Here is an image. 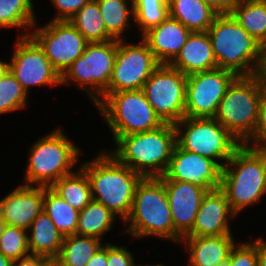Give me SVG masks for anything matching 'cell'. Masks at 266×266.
I'll list each match as a JSON object with an SVG mask.
<instances>
[{"label": "cell", "instance_id": "1", "mask_svg": "<svg viewBox=\"0 0 266 266\" xmlns=\"http://www.w3.org/2000/svg\"><path fill=\"white\" fill-rule=\"evenodd\" d=\"M80 167L87 175L92 199L125 221L132 208L136 186L143 177L105 150Z\"/></svg>", "mask_w": 266, "mask_h": 266}, {"label": "cell", "instance_id": "2", "mask_svg": "<svg viewBox=\"0 0 266 266\" xmlns=\"http://www.w3.org/2000/svg\"><path fill=\"white\" fill-rule=\"evenodd\" d=\"M114 143L117 146L110 154L119 163L143 178L161 177L168 168L176 145L175 125L164 123L151 131L121 136Z\"/></svg>", "mask_w": 266, "mask_h": 266}, {"label": "cell", "instance_id": "3", "mask_svg": "<svg viewBox=\"0 0 266 266\" xmlns=\"http://www.w3.org/2000/svg\"><path fill=\"white\" fill-rule=\"evenodd\" d=\"M220 189L236 214L266 194V149L242 144L222 168Z\"/></svg>", "mask_w": 266, "mask_h": 266}, {"label": "cell", "instance_id": "4", "mask_svg": "<svg viewBox=\"0 0 266 266\" xmlns=\"http://www.w3.org/2000/svg\"><path fill=\"white\" fill-rule=\"evenodd\" d=\"M207 33L218 68L237 76L258 73L264 47L231 14H218Z\"/></svg>", "mask_w": 266, "mask_h": 266}, {"label": "cell", "instance_id": "5", "mask_svg": "<svg viewBox=\"0 0 266 266\" xmlns=\"http://www.w3.org/2000/svg\"><path fill=\"white\" fill-rule=\"evenodd\" d=\"M134 238L154 236L180 243L175 229L164 182L159 177H145L137 184L129 216L124 223Z\"/></svg>", "mask_w": 266, "mask_h": 266}, {"label": "cell", "instance_id": "6", "mask_svg": "<svg viewBox=\"0 0 266 266\" xmlns=\"http://www.w3.org/2000/svg\"><path fill=\"white\" fill-rule=\"evenodd\" d=\"M59 128L36 140L30 148L24 183L26 186L51 187L62 177L73 173L81 154Z\"/></svg>", "mask_w": 266, "mask_h": 266}, {"label": "cell", "instance_id": "7", "mask_svg": "<svg viewBox=\"0 0 266 266\" xmlns=\"http://www.w3.org/2000/svg\"><path fill=\"white\" fill-rule=\"evenodd\" d=\"M95 106L112 131L114 142L121 136L151 131L164 124L142 89L105 92Z\"/></svg>", "mask_w": 266, "mask_h": 266}, {"label": "cell", "instance_id": "8", "mask_svg": "<svg viewBox=\"0 0 266 266\" xmlns=\"http://www.w3.org/2000/svg\"><path fill=\"white\" fill-rule=\"evenodd\" d=\"M263 91L257 74L237 76L219 103L214 118L242 144L254 135Z\"/></svg>", "mask_w": 266, "mask_h": 266}, {"label": "cell", "instance_id": "9", "mask_svg": "<svg viewBox=\"0 0 266 266\" xmlns=\"http://www.w3.org/2000/svg\"><path fill=\"white\" fill-rule=\"evenodd\" d=\"M175 129L176 143L183 150L211 158L222 168L242 145L215 118L183 117ZM220 160L225 164L219 163Z\"/></svg>", "mask_w": 266, "mask_h": 266}, {"label": "cell", "instance_id": "10", "mask_svg": "<svg viewBox=\"0 0 266 266\" xmlns=\"http://www.w3.org/2000/svg\"><path fill=\"white\" fill-rule=\"evenodd\" d=\"M116 51L117 40L115 39L88 43L84 53L61 75V85H67L73 81L72 83L79 86L85 93L87 92L96 104L100 97L105 95V90L110 83Z\"/></svg>", "mask_w": 266, "mask_h": 266}, {"label": "cell", "instance_id": "11", "mask_svg": "<svg viewBox=\"0 0 266 266\" xmlns=\"http://www.w3.org/2000/svg\"><path fill=\"white\" fill-rule=\"evenodd\" d=\"M187 76L169 64H160L143 85V92L163 123L185 117Z\"/></svg>", "mask_w": 266, "mask_h": 266}, {"label": "cell", "instance_id": "12", "mask_svg": "<svg viewBox=\"0 0 266 266\" xmlns=\"http://www.w3.org/2000/svg\"><path fill=\"white\" fill-rule=\"evenodd\" d=\"M159 65L143 39L139 44L117 40L115 63L105 92L142 89Z\"/></svg>", "mask_w": 266, "mask_h": 266}, {"label": "cell", "instance_id": "13", "mask_svg": "<svg viewBox=\"0 0 266 266\" xmlns=\"http://www.w3.org/2000/svg\"><path fill=\"white\" fill-rule=\"evenodd\" d=\"M236 77L232 71L221 68L188 75L185 117L214 118L220 101Z\"/></svg>", "mask_w": 266, "mask_h": 266}, {"label": "cell", "instance_id": "14", "mask_svg": "<svg viewBox=\"0 0 266 266\" xmlns=\"http://www.w3.org/2000/svg\"><path fill=\"white\" fill-rule=\"evenodd\" d=\"M11 56L9 70L28 94L30 86L61 85V75L29 33L20 34Z\"/></svg>", "mask_w": 266, "mask_h": 266}, {"label": "cell", "instance_id": "15", "mask_svg": "<svg viewBox=\"0 0 266 266\" xmlns=\"http://www.w3.org/2000/svg\"><path fill=\"white\" fill-rule=\"evenodd\" d=\"M30 36L44 50L52 66L62 75L85 50L88 42L70 21H50Z\"/></svg>", "mask_w": 266, "mask_h": 266}, {"label": "cell", "instance_id": "16", "mask_svg": "<svg viewBox=\"0 0 266 266\" xmlns=\"http://www.w3.org/2000/svg\"><path fill=\"white\" fill-rule=\"evenodd\" d=\"M222 167L211 158L183 150L177 143L161 180L190 182L208 191L220 188Z\"/></svg>", "mask_w": 266, "mask_h": 266}, {"label": "cell", "instance_id": "17", "mask_svg": "<svg viewBox=\"0 0 266 266\" xmlns=\"http://www.w3.org/2000/svg\"><path fill=\"white\" fill-rule=\"evenodd\" d=\"M169 200L174 229L184 237L192 228L207 189L199 185L162 180Z\"/></svg>", "mask_w": 266, "mask_h": 266}, {"label": "cell", "instance_id": "18", "mask_svg": "<svg viewBox=\"0 0 266 266\" xmlns=\"http://www.w3.org/2000/svg\"><path fill=\"white\" fill-rule=\"evenodd\" d=\"M235 216L225 193L220 188L207 191L202 198L193 228L185 236L232 234L229 220Z\"/></svg>", "mask_w": 266, "mask_h": 266}, {"label": "cell", "instance_id": "19", "mask_svg": "<svg viewBox=\"0 0 266 266\" xmlns=\"http://www.w3.org/2000/svg\"><path fill=\"white\" fill-rule=\"evenodd\" d=\"M43 211V186L19 185L0 200V215L8 226L28 231Z\"/></svg>", "mask_w": 266, "mask_h": 266}, {"label": "cell", "instance_id": "20", "mask_svg": "<svg viewBox=\"0 0 266 266\" xmlns=\"http://www.w3.org/2000/svg\"><path fill=\"white\" fill-rule=\"evenodd\" d=\"M190 33L181 22L168 15L158 26L146 32L142 39L148 44L159 64L170 65L180 53Z\"/></svg>", "mask_w": 266, "mask_h": 266}, {"label": "cell", "instance_id": "21", "mask_svg": "<svg viewBox=\"0 0 266 266\" xmlns=\"http://www.w3.org/2000/svg\"><path fill=\"white\" fill-rule=\"evenodd\" d=\"M186 76L218 68L207 32H191L185 45L170 64Z\"/></svg>", "mask_w": 266, "mask_h": 266}, {"label": "cell", "instance_id": "22", "mask_svg": "<svg viewBox=\"0 0 266 266\" xmlns=\"http://www.w3.org/2000/svg\"><path fill=\"white\" fill-rule=\"evenodd\" d=\"M182 242L188 245L189 266H217L229 259L232 248L237 244L232 234L184 236Z\"/></svg>", "mask_w": 266, "mask_h": 266}, {"label": "cell", "instance_id": "23", "mask_svg": "<svg viewBox=\"0 0 266 266\" xmlns=\"http://www.w3.org/2000/svg\"><path fill=\"white\" fill-rule=\"evenodd\" d=\"M27 235L28 249L31 255L56 258L62 247L64 236L43 210L32 222Z\"/></svg>", "mask_w": 266, "mask_h": 266}, {"label": "cell", "instance_id": "24", "mask_svg": "<svg viewBox=\"0 0 266 266\" xmlns=\"http://www.w3.org/2000/svg\"><path fill=\"white\" fill-rule=\"evenodd\" d=\"M168 10L191 32H207L218 15L202 0H168Z\"/></svg>", "mask_w": 266, "mask_h": 266}, {"label": "cell", "instance_id": "25", "mask_svg": "<svg viewBox=\"0 0 266 266\" xmlns=\"http://www.w3.org/2000/svg\"><path fill=\"white\" fill-rule=\"evenodd\" d=\"M230 14L243 29L266 47V0H236Z\"/></svg>", "mask_w": 266, "mask_h": 266}, {"label": "cell", "instance_id": "26", "mask_svg": "<svg viewBox=\"0 0 266 266\" xmlns=\"http://www.w3.org/2000/svg\"><path fill=\"white\" fill-rule=\"evenodd\" d=\"M116 216L103 204L92 199L79 211L76 234L102 240V235L112 228Z\"/></svg>", "mask_w": 266, "mask_h": 266}, {"label": "cell", "instance_id": "27", "mask_svg": "<svg viewBox=\"0 0 266 266\" xmlns=\"http://www.w3.org/2000/svg\"><path fill=\"white\" fill-rule=\"evenodd\" d=\"M43 210L64 237L76 234L79 211L70 206L50 187L43 186Z\"/></svg>", "mask_w": 266, "mask_h": 266}, {"label": "cell", "instance_id": "28", "mask_svg": "<svg viewBox=\"0 0 266 266\" xmlns=\"http://www.w3.org/2000/svg\"><path fill=\"white\" fill-rule=\"evenodd\" d=\"M50 188L78 211H81L92 200L90 184L81 167L79 171L56 181Z\"/></svg>", "mask_w": 266, "mask_h": 266}, {"label": "cell", "instance_id": "29", "mask_svg": "<svg viewBox=\"0 0 266 266\" xmlns=\"http://www.w3.org/2000/svg\"><path fill=\"white\" fill-rule=\"evenodd\" d=\"M98 238L77 234L64 237L59 255L60 266H86L89 259L102 247Z\"/></svg>", "mask_w": 266, "mask_h": 266}, {"label": "cell", "instance_id": "30", "mask_svg": "<svg viewBox=\"0 0 266 266\" xmlns=\"http://www.w3.org/2000/svg\"><path fill=\"white\" fill-rule=\"evenodd\" d=\"M88 43L111 41L97 0L86 3L70 20Z\"/></svg>", "mask_w": 266, "mask_h": 266}, {"label": "cell", "instance_id": "31", "mask_svg": "<svg viewBox=\"0 0 266 266\" xmlns=\"http://www.w3.org/2000/svg\"><path fill=\"white\" fill-rule=\"evenodd\" d=\"M107 33L115 40H123L124 31L130 28L129 20L134 18L133 3L127 0H97ZM123 35V36H122Z\"/></svg>", "mask_w": 266, "mask_h": 266}, {"label": "cell", "instance_id": "32", "mask_svg": "<svg viewBox=\"0 0 266 266\" xmlns=\"http://www.w3.org/2000/svg\"><path fill=\"white\" fill-rule=\"evenodd\" d=\"M32 0H0V28H34L36 16Z\"/></svg>", "mask_w": 266, "mask_h": 266}, {"label": "cell", "instance_id": "33", "mask_svg": "<svg viewBox=\"0 0 266 266\" xmlns=\"http://www.w3.org/2000/svg\"><path fill=\"white\" fill-rule=\"evenodd\" d=\"M133 10V19L143 36L168 17V0H133Z\"/></svg>", "mask_w": 266, "mask_h": 266}, {"label": "cell", "instance_id": "34", "mask_svg": "<svg viewBox=\"0 0 266 266\" xmlns=\"http://www.w3.org/2000/svg\"><path fill=\"white\" fill-rule=\"evenodd\" d=\"M28 94L8 70L0 80V115L27 107Z\"/></svg>", "mask_w": 266, "mask_h": 266}, {"label": "cell", "instance_id": "35", "mask_svg": "<svg viewBox=\"0 0 266 266\" xmlns=\"http://www.w3.org/2000/svg\"><path fill=\"white\" fill-rule=\"evenodd\" d=\"M26 232L25 229L7 225L0 236V253L11 261L29 256Z\"/></svg>", "mask_w": 266, "mask_h": 266}, {"label": "cell", "instance_id": "36", "mask_svg": "<svg viewBox=\"0 0 266 266\" xmlns=\"http://www.w3.org/2000/svg\"><path fill=\"white\" fill-rule=\"evenodd\" d=\"M235 244L229 254L230 266H257L258 239L252 243Z\"/></svg>", "mask_w": 266, "mask_h": 266}, {"label": "cell", "instance_id": "37", "mask_svg": "<svg viewBox=\"0 0 266 266\" xmlns=\"http://www.w3.org/2000/svg\"><path fill=\"white\" fill-rule=\"evenodd\" d=\"M253 143V144H252ZM252 148L266 149V92L263 91L260 99L257 125L253 137L245 144Z\"/></svg>", "mask_w": 266, "mask_h": 266}, {"label": "cell", "instance_id": "38", "mask_svg": "<svg viewBox=\"0 0 266 266\" xmlns=\"http://www.w3.org/2000/svg\"><path fill=\"white\" fill-rule=\"evenodd\" d=\"M57 12L52 21H69L86 3L91 0H51Z\"/></svg>", "mask_w": 266, "mask_h": 266}, {"label": "cell", "instance_id": "39", "mask_svg": "<svg viewBox=\"0 0 266 266\" xmlns=\"http://www.w3.org/2000/svg\"><path fill=\"white\" fill-rule=\"evenodd\" d=\"M108 266H136L134 256L127 247L107 243Z\"/></svg>", "mask_w": 266, "mask_h": 266}, {"label": "cell", "instance_id": "40", "mask_svg": "<svg viewBox=\"0 0 266 266\" xmlns=\"http://www.w3.org/2000/svg\"><path fill=\"white\" fill-rule=\"evenodd\" d=\"M218 14H230L236 0H202Z\"/></svg>", "mask_w": 266, "mask_h": 266}, {"label": "cell", "instance_id": "41", "mask_svg": "<svg viewBox=\"0 0 266 266\" xmlns=\"http://www.w3.org/2000/svg\"><path fill=\"white\" fill-rule=\"evenodd\" d=\"M107 264V244H105L89 259L86 266H108Z\"/></svg>", "mask_w": 266, "mask_h": 266}, {"label": "cell", "instance_id": "42", "mask_svg": "<svg viewBox=\"0 0 266 266\" xmlns=\"http://www.w3.org/2000/svg\"><path fill=\"white\" fill-rule=\"evenodd\" d=\"M257 75L261 81L263 90L266 92V47L263 50L261 63Z\"/></svg>", "mask_w": 266, "mask_h": 266}, {"label": "cell", "instance_id": "43", "mask_svg": "<svg viewBox=\"0 0 266 266\" xmlns=\"http://www.w3.org/2000/svg\"><path fill=\"white\" fill-rule=\"evenodd\" d=\"M12 266H38V255H29L12 261Z\"/></svg>", "mask_w": 266, "mask_h": 266}, {"label": "cell", "instance_id": "44", "mask_svg": "<svg viewBox=\"0 0 266 266\" xmlns=\"http://www.w3.org/2000/svg\"><path fill=\"white\" fill-rule=\"evenodd\" d=\"M257 266H266V241L258 238V264Z\"/></svg>", "mask_w": 266, "mask_h": 266}, {"label": "cell", "instance_id": "45", "mask_svg": "<svg viewBox=\"0 0 266 266\" xmlns=\"http://www.w3.org/2000/svg\"><path fill=\"white\" fill-rule=\"evenodd\" d=\"M38 266H60V264L57 258L38 256Z\"/></svg>", "mask_w": 266, "mask_h": 266}, {"label": "cell", "instance_id": "46", "mask_svg": "<svg viewBox=\"0 0 266 266\" xmlns=\"http://www.w3.org/2000/svg\"><path fill=\"white\" fill-rule=\"evenodd\" d=\"M8 70H9V64L7 62H3L0 60V80Z\"/></svg>", "mask_w": 266, "mask_h": 266}, {"label": "cell", "instance_id": "47", "mask_svg": "<svg viewBox=\"0 0 266 266\" xmlns=\"http://www.w3.org/2000/svg\"><path fill=\"white\" fill-rule=\"evenodd\" d=\"M0 266H12V261L0 253Z\"/></svg>", "mask_w": 266, "mask_h": 266}, {"label": "cell", "instance_id": "48", "mask_svg": "<svg viewBox=\"0 0 266 266\" xmlns=\"http://www.w3.org/2000/svg\"><path fill=\"white\" fill-rule=\"evenodd\" d=\"M6 227H7V223L5 222V220L0 215V236L2 235V233Z\"/></svg>", "mask_w": 266, "mask_h": 266}, {"label": "cell", "instance_id": "49", "mask_svg": "<svg viewBox=\"0 0 266 266\" xmlns=\"http://www.w3.org/2000/svg\"><path fill=\"white\" fill-rule=\"evenodd\" d=\"M217 266H230V260L227 259V260L219 263Z\"/></svg>", "mask_w": 266, "mask_h": 266}, {"label": "cell", "instance_id": "50", "mask_svg": "<svg viewBox=\"0 0 266 266\" xmlns=\"http://www.w3.org/2000/svg\"><path fill=\"white\" fill-rule=\"evenodd\" d=\"M139 266H142V265H139ZM146 266H150V265H146ZM151 266H164V264H157V265H151Z\"/></svg>", "mask_w": 266, "mask_h": 266}]
</instances>
